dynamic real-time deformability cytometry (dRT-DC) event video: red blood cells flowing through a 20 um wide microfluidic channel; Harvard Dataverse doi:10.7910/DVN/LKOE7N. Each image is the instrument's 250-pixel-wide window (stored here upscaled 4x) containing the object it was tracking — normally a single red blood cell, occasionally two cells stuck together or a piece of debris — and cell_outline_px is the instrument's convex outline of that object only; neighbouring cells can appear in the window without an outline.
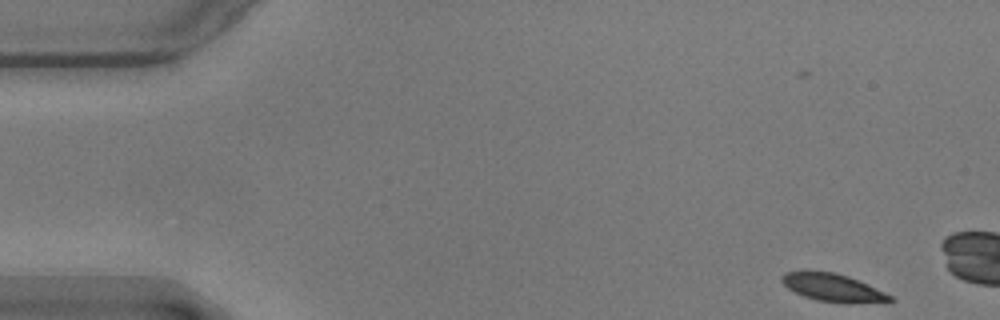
{"species": "common noctule bat (a hibernating species)", "species_latin": "Nyctalus noctula", "temperature_condition": "warm", "stored_images_in_passage": 12, "camera_frame_rate_fps": 3000, "um_per_image_px": 0.085, "animal": {"sex": "male", "body_mass_g": 17.9}, "frame": {"image": 1, "passage_image": 1, "time_ms": 0.0, "image_size_px": [1000, 320], "cell_outline_px": [[896, 300], [892, 304], [848, 304], [816, 300], [804, 296], [788, 288], [780, 280], [780, 276], [784, 272], [804, 268], [832, 272], [848, 276], [868, 284], [892, 296]], "centroid_in_image_um": [70.85, 24.45], "position_along_channel_um": 14.1, "area_um2": 18.61}}